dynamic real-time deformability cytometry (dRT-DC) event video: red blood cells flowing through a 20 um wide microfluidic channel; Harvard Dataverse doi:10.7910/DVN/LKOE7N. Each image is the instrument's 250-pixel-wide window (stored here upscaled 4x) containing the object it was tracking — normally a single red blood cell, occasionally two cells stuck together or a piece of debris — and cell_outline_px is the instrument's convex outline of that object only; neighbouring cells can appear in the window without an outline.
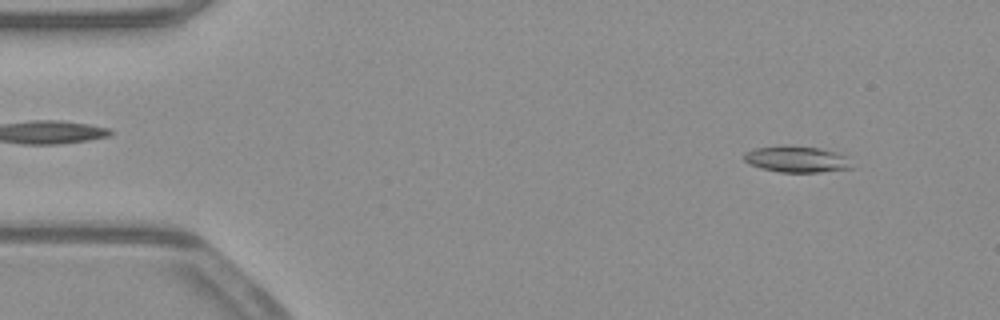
{"species": "common noctule bat (a hibernating species)", "species_latin": "Nyctalus noctula", "temperature_condition": "warm", "stored_images_in_passage": 15, "camera_frame_rate_fps": 3000, "um_per_image_px": 0.085, "animal": {"sex": "male", "body_mass_g": 23.1, "forearm_length_mm": 52.7}, "frame": {"image": 1, "passage_image": 5, "time_ms": 1.333, "image_size_px": [1000, 320], "cell_outline_px": [[856, 168], [820, 172], [780, 172], [760, 168], [744, 160], [744, 152], [756, 148], [788, 144], [820, 148], [836, 152], [844, 156]], "centroid_in_image_um": [67.73, 13.52], "position_along_channel_um": 17.3, "area_um2": 16.65}}